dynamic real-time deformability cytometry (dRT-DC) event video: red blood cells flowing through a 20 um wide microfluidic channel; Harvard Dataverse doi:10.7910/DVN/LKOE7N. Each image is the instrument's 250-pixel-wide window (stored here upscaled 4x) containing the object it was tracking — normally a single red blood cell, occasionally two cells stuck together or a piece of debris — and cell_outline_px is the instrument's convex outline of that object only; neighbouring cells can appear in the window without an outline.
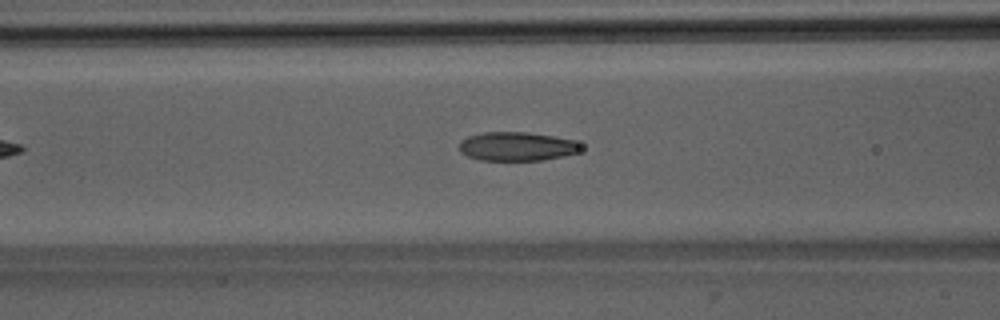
{"species": "Egyptian fruit bat (a non-hibernating species)", "species_latin": "Rousettus aegyptiacus", "temperature_condition": "room temperature", "stored_images_in_passage": 6, "camera_frame_rate_fps": 3000, "um_per_image_px": 0.085, "animal": {"sex": "male"}, "frame": {"image": 1, "passage_image": 6, "time_ms": 6.0, "image_size_px": [1000, 320], "cell_outline_px": [[580, 148], [576, 152], [564, 156], [544, 160], [480, 160], [468, 156], [460, 152], [460, 140], [468, 136], [484, 132], [528, 132], [552, 136], [572, 140], [580, 144]], "centroid_in_image_um": [43.89, 12.44], "position_along_channel_um": 122.7, "area_um2": 20.29}}